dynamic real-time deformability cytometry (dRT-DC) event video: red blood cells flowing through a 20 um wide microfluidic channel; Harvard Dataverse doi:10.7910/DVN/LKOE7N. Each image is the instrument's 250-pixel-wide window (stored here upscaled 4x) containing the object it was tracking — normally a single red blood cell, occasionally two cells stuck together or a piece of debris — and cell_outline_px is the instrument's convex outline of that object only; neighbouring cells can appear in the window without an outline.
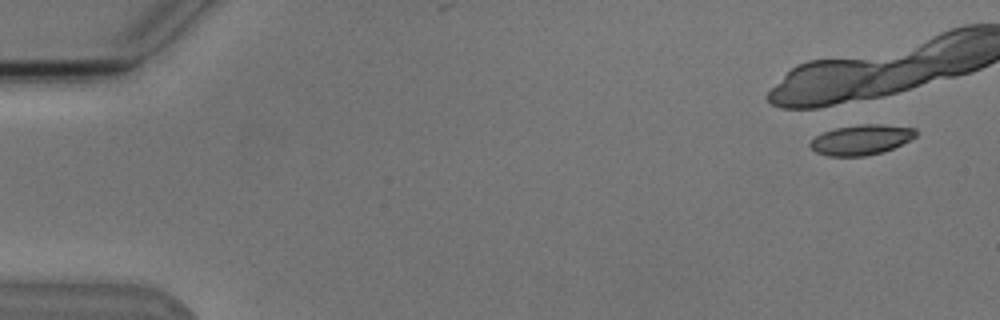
{"species": "Egyptian fruit bat (a non-hibernating species)", "species_latin": "Rousettus aegyptiacus", "temperature_condition": "cold", "stored_images_in_passage": 7, "camera_frame_rate_fps": 3000, "um_per_image_px": 0.085, "animal": {"sex": "male"}, "frame": {"image": 1, "passage_image": 1, "time_ms": 0.0, "image_size_px": [1000, 320], "cell_outline_px": [[916, 136], [892, 148], [880, 152], [864, 156], [828, 156], [816, 152], [808, 144], [816, 136], [824, 132], [836, 128], [860, 124], [880, 124], [916, 128]], "centroid_in_image_um": [73.18, 11.87], "position_along_channel_um": 11.8, "area_um2": 18.26}}